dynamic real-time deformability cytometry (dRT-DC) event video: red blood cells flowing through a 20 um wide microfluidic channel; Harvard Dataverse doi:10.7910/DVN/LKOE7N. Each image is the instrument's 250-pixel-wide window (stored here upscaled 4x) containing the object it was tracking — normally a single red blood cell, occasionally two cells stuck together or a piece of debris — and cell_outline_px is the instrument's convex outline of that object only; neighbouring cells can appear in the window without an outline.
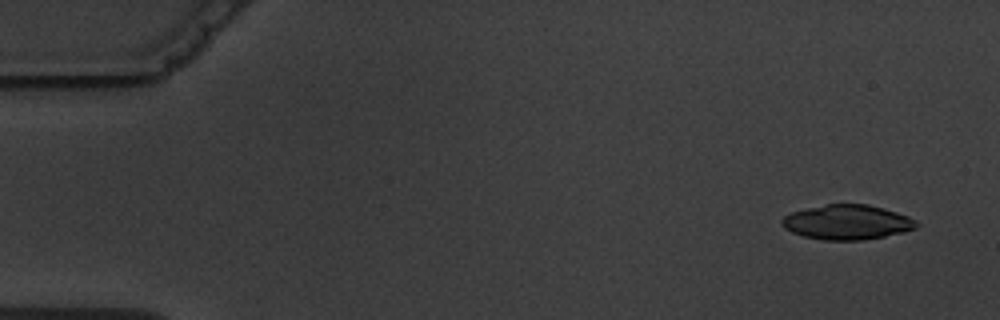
{"species": "common noctule bat (a hibernating species)", "species_latin": "Nyctalus noctula", "temperature_condition": "warm", "stored_images_in_passage": 5, "camera_frame_rate_fps": 3000, "um_per_image_px": 0.085, "animal": {"sex": "male", "body_mass_g": 19.5, "forearm_length_mm": 54.6}, "frame": {"image": 1, "passage_image": 1, "time_ms": 0.0, "image_size_px": [1000, 320], "cell_outline_px": [[920, 224], [916, 228], [904, 232], [864, 240], [824, 240], [804, 236], [792, 232], [784, 228], [780, 224], [780, 220], [784, 216], [792, 212], [808, 208], [828, 204], [868, 204], [884, 208], [908, 216], [916, 220]], "centroid_in_image_um": [72.02, 18.89], "position_along_channel_um": 13.0, "area_um2": 27.28}}